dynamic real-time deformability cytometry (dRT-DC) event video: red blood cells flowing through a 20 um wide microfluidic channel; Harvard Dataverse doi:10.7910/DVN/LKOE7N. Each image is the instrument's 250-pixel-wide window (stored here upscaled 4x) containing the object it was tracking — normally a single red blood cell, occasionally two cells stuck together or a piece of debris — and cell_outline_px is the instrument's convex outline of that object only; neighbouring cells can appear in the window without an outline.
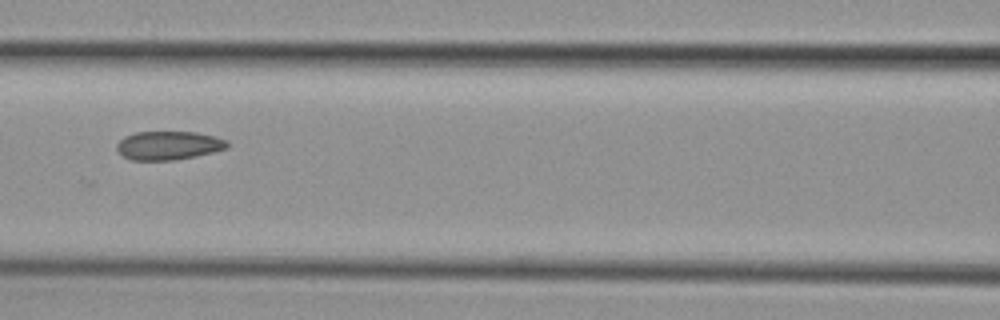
{"species": "common noctule bat (a hibernating species)", "species_latin": "Nyctalus noctula", "temperature_condition": "cold", "stored_images_in_passage": 6, "segment_of_instrument_passage": [1, 2], "camera_frame_rate_fps": 3000, "um_per_image_px": 0.085, "animal": {"sex": "female", "body_mass_g": 29.2, "forearm_length_mm": 56.3}, "frame": {"image": 1, "passage_image": 5, "time_ms": 4.667, "image_size_px": [1000, 320], "cell_outline_px": [[228, 148], [196, 156], [172, 160], [132, 160], [124, 156], [116, 148], [116, 144], [124, 136], [136, 132], [196, 132], [216, 136], [228, 140]], "centroid_in_image_um": [14.34, 12.35], "position_along_channel_um": 152.3, "area_um2": 18.44}}